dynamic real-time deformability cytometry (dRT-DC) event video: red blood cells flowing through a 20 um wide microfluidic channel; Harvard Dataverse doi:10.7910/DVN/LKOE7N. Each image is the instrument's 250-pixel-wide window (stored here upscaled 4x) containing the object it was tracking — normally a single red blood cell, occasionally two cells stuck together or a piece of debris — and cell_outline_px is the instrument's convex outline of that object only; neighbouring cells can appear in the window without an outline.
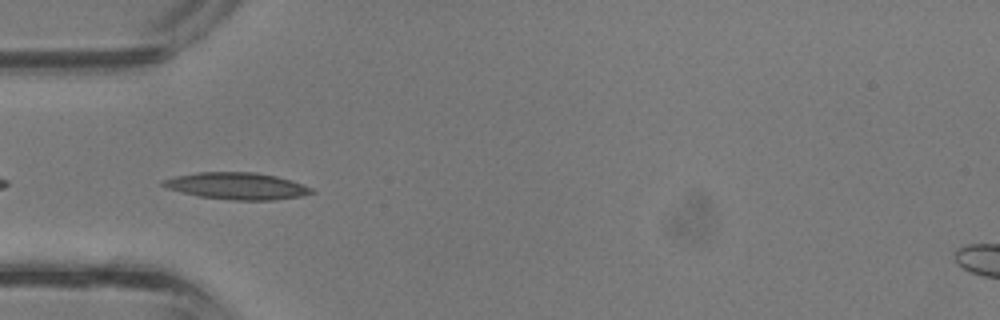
{"species": "common noctule bat (a hibernating species)", "species_latin": "Nyctalus noctula", "temperature_condition": "room temperature", "stored_images_in_passage": 27, "camera_frame_rate_fps": 3000, "um_per_image_px": 0.085, "animal": {"sex": "male", "body_mass_g": 13.3}, "frame": {"image": 1, "passage_image": 11, "time_ms": 3.333, "image_size_px": [1000, 320], "cell_outline_px": [[316, 192], [300, 196], [272, 200], [232, 200], [200, 196], [168, 188], [160, 184], [160, 180], [176, 176], [196, 172], [256, 172], [276, 176], [292, 180], [312, 188]], "centroid_in_image_um": [20.15, 15.8], "position_along_channel_um": 64.9, "area_um2": 23.12}}
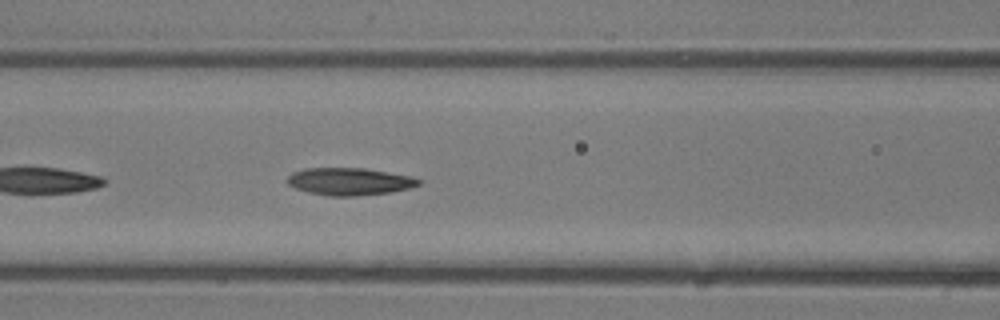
{"frame": {"image": 2, "passage_image": 15, "time_ms": 4.667, "image_size_px": [1000, 320], "cell_outline_px": [[424, 180], [420, 184], [408, 188], [388, 192], [356, 196], [328, 196], [308, 192], [296, 188], [288, 184], [288, 176], [292, 172], [304, 168], [364, 168], [412, 176]], "centroid_in_image_um": [29.71, 15.42], "position_along_channel_um": 136.9, "area_um2": 20.92}}
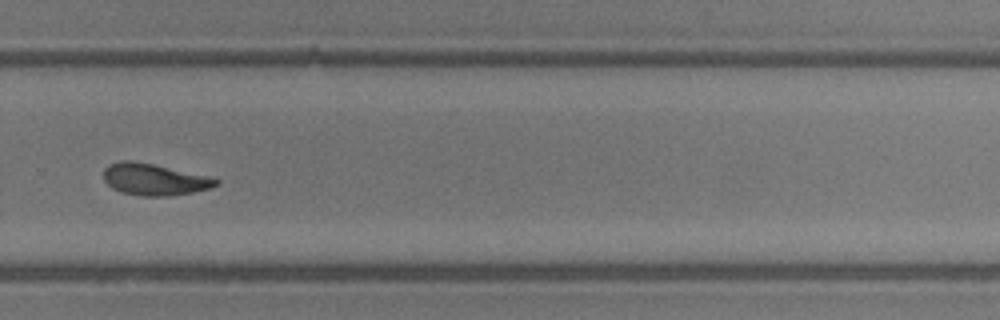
{"frame": {"image": 3, "passage_image": 25, "time_ms": 8.0, "image_size_px": [1000, 320], "cell_outline_px": [[220, 184], [212, 188], [192, 192], [168, 196], [144, 196], [120, 192], [112, 188], [104, 180], [104, 168], [108, 164], [120, 160], [132, 160], [152, 164], [204, 176], [220, 180]], "centroid_in_image_um": [13.07, 15.26], "position_along_channel_um": 316.7, "area_um2": 20.52}}